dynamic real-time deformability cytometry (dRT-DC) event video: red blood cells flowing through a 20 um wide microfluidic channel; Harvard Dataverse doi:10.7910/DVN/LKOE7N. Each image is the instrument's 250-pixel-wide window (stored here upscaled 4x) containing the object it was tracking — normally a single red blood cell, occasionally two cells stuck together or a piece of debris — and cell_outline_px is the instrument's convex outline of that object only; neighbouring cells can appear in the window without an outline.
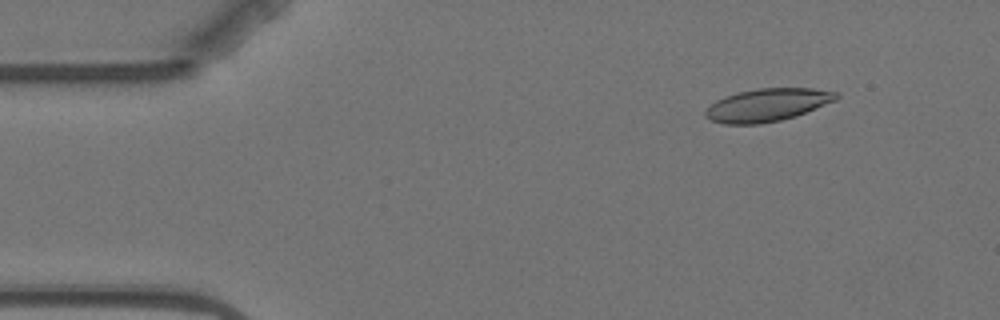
{"species": "Egyptian fruit bat (a non-hibernating species)", "species_latin": "Rousettus aegyptiacus", "temperature_condition": "warm", "stored_images_in_passage": 6, "camera_frame_rate_fps": 3000, "um_per_image_px": 0.085, "animal": {"sex": "female"}, "frame": {"image": 1, "passage_image": 2, "time_ms": 1.333, "image_size_px": [1000, 320], "cell_outline_px": [[840, 96], [836, 100], [796, 116], [780, 120], [760, 124], [724, 124], [712, 120], [704, 116], [704, 112], [716, 100], [724, 96], [736, 92], [756, 88], [812, 88], [840, 92]], "centroid_in_image_um": [65.24, 8.91], "position_along_channel_um": 19.8, "area_um2": 25.14}}
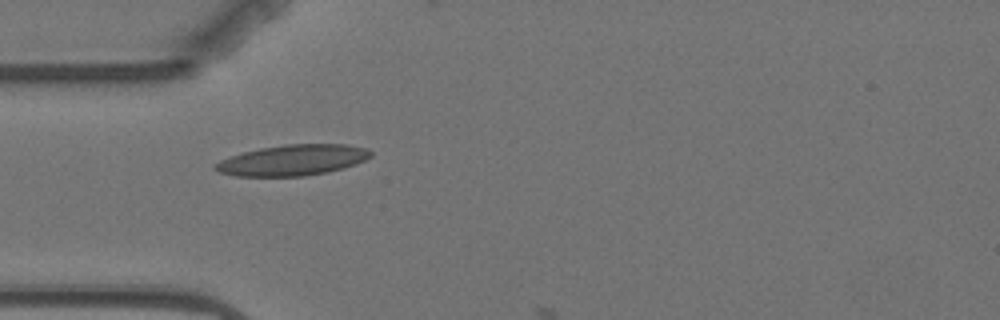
{"frame": {"image": 2, "passage_image": 5, "time_ms": 4.667, "image_size_px": [1000, 320], "cell_outline_px": [[372, 156], [356, 164], [344, 168], [328, 172], [304, 176], [236, 176], [220, 172], [212, 168], [212, 164], [220, 160], [244, 152], [260, 148], [284, 144], [344, 144], [368, 148], [372, 152]], "centroid_in_image_um": [24.89, 13.61], "position_along_channel_um": 60.1, "area_um2": 27.98}}